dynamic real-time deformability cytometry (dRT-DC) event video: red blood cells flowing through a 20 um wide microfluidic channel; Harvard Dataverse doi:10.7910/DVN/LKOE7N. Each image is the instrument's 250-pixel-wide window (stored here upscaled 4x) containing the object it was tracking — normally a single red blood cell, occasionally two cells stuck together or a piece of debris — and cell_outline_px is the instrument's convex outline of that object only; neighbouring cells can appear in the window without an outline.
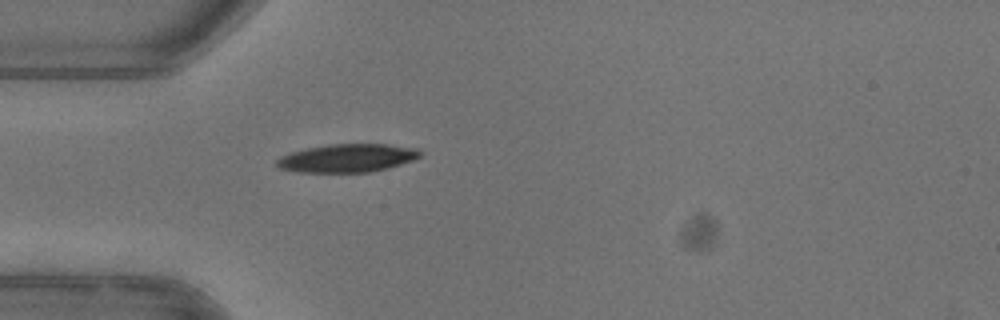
{"species": "common noctule bat (a hibernating species)", "species_latin": "Nyctalus noctula", "temperature_condition": "warm", "stored_images_in_passage": 35, "camera_frame_rate_fps": 3000, "um_per_image_px": 0.085, "animal": {"sex": "female"}, "frame": {"image": 1, "passage_image": 1, "time_ms": 0.0, "image_size_px": [1000, 320], "cell_outline_px": [[420, 156], [412, 160], [388, 168], [368, 172], [296, 172], [280, 168], [276, 164], [276, 160], [280, 156], [292, 152], [308, 148], [328, 144], [388, 144], [416, 148], [420, 152]], "centroid_in_image_um": [29.5, 13.43], "position_along_channel_um": 55.5, "area_um2": 23.41}}
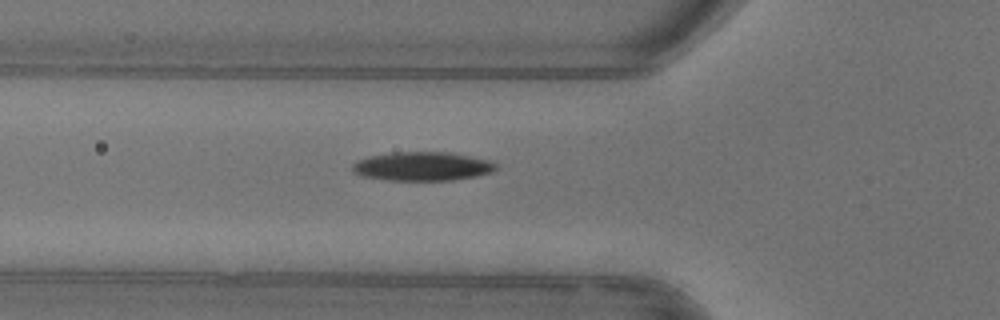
{"frame": {"image": 2, "passage_image": 4, "time_ms": 1.0, "image_size_px": [1000, 320], "cell_outline_px": [[496, 168], [492, 172], [476, 176], [452, 180], [384, 180], [360, 176], [352, 172], [352, 164], [356, 160], [368, 156], [392, 152], [452, 152], [488, 160], [496, 164]], "centroid_in_image_um": [35.84, 14.13], "position_along_channel_um": 90.0, "area_um2": 24.33}, "authors_computed_cell_mechanics": {"area_um2": 23.6402, "velocity_mm_per_s": 3.9681, "shape_relaxation_time_tau1_ms": 3.4579, "shape_relaxation_time_tau2_ms": 4.9261, "deformation_change_tau1": 0.1525, "deformation_change_tau2": 0.1021}}